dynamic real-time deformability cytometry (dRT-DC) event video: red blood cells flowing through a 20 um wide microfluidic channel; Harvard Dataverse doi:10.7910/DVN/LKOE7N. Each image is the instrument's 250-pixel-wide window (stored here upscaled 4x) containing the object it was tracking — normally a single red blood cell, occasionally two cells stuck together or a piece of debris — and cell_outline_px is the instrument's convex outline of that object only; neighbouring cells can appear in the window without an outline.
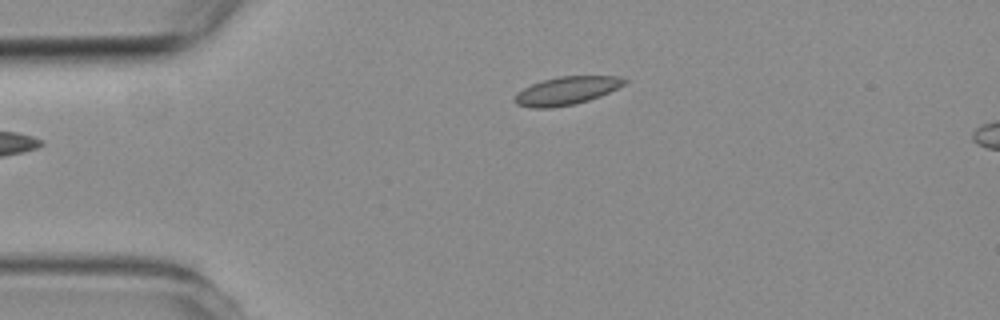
{"species": "common noctule bat (a hibernating species)", "species_latin": "Nyctalus noctula", "temperature_condition": "room temperature", "stored_images_in_passage": 2, "camera_frame_rate_fps": 3000, "um_per_image_px": 0.085, "animal": {"sex": "female", "body_mass_g": 19.3, "forearm_length_mm": 54.1}, "frame": {"image": 1, "passage_image": 2, "time_ms": 1.333, "image_size_px": [1000, 320], "cell_outline_px": [[628, 80], [624, 84], [600, 96], [576, 104], [548, 108], [532, 108], [516, 104], [512, 100], [524, 88], [532, 84], [544, 80], [560, 76], [620, 76]], "centroid_in_image_um": [48.16, 7.71], "position_along_channel_um": 36.8, "area_um2": 17.74}}